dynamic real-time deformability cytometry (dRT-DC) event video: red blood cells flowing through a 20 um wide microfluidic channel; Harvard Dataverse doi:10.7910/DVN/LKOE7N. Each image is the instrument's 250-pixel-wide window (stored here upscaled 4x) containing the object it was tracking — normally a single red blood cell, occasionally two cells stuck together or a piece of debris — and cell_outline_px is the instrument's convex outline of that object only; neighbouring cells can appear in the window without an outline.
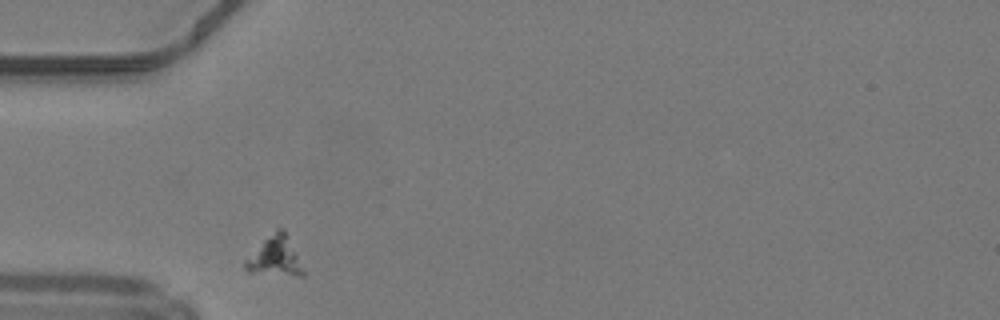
{"species": "common noctule bat (a hibernating species)", "species_latin": "Nyctalus noctula", "temperature_condition": "warm", "stored_images_in_passage": 30, "camera_frame_rate_fps": 3000, "um_per_image_px": 0.085, "animal": {"sex": "male", "body_mass_g": 19.2, "forearm_length_mm": 51.8}, "frame": {"image": 1, "passage_image": 1, "time_ms": 0.0, "image_size_px": [1000, 320], "cell_outline_px": [[304, 276], [296, 276], [248, 272], [244, 268], [244, 260], [276, 228], [284, 228], [304, 268]], "centroid_in_image_um": [23.39, 21.81], "position_along_channel_um": 61.6, "area_um2": 13.35}}
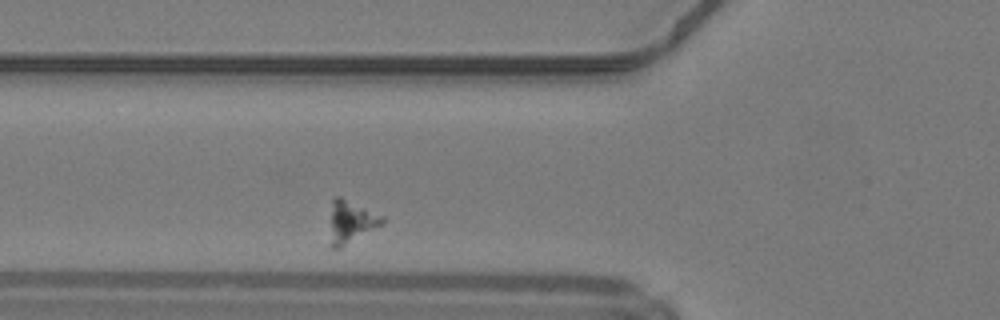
{"frame": {"image": 2, "passage_image": 4, "time_ms": 1.0, "image_size_px": [1000, 320], "cell_outline_px": [[384, 224], [340, 248], [332, 248], [328, 244], [332, 200], [336, 196], [340, 196], [384, 216]], "centroid_in_image_um": [29.81, 18.87], "position_along_channel_um": 96.0, "area_um2": 13.18}}
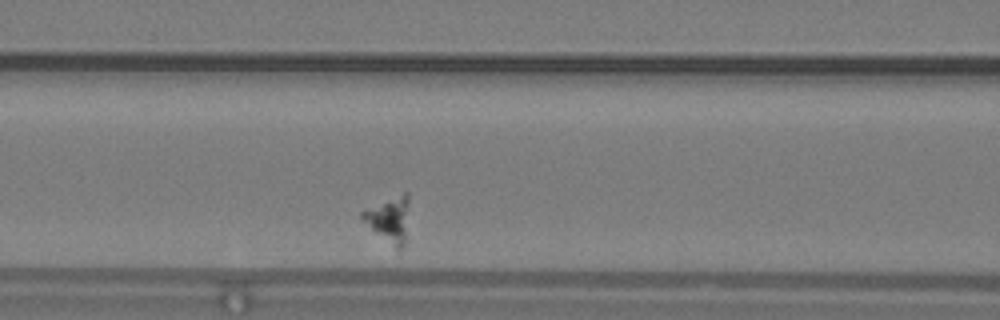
{"frame": {"image": 3, "passage_image": 7, "time_ms": 2.0, "image_size_px": [1000, 320], "cell_outline_px": [[408, 200], [404, 244], [400, 248], [396, 248], [376, 232], [360, 216], [360, 212], [368, 208], [404, 192], [408, 192]], "centroid_in_image_um": [33.08, 18.6], "position_along_channel_um": 133.5, "area_um2": 11.56}}